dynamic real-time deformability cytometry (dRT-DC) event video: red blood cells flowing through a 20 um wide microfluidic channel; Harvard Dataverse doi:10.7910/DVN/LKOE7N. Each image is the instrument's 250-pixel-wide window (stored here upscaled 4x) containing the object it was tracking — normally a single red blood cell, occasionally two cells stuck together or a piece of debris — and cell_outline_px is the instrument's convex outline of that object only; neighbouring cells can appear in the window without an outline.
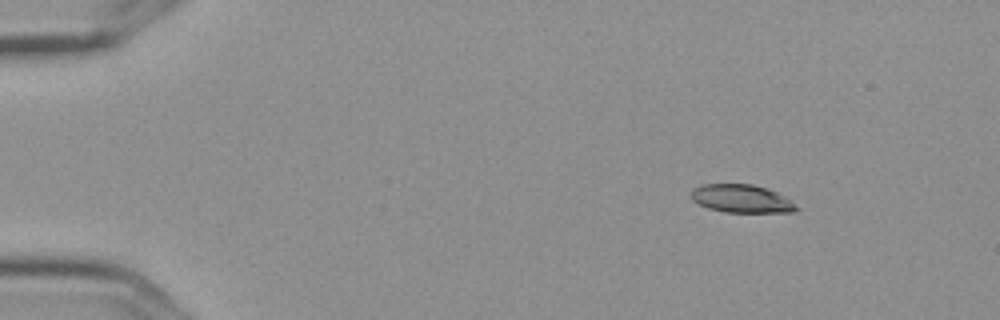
{"species": "Egyptian fruit bat (a non-hibernating species)", "species_latin": "Rousettus aegyptiacus", "temperature_condition": "cold", "stored_images_in_passage": 6, "segment_of_instrument_passage": [1, 2], "camera_frame_rate_fps": 3000, "um_per_image_px": 0.085, "frame": {"image": 1, "passage_image": 2, "time_ms": 0.333, "image_size_px": [1000, 320], "cell_outline_px": [[800, 208], [792, 212], [724, 212], [708, 208], [692, 200], [692, 192], [700, 184], [752, 184], [776, 192], [784, 196]], "centroid_in_image_um": [63.03, 16.89], "position_along_channel_um": 22.0, "area_um2": 16.99}}